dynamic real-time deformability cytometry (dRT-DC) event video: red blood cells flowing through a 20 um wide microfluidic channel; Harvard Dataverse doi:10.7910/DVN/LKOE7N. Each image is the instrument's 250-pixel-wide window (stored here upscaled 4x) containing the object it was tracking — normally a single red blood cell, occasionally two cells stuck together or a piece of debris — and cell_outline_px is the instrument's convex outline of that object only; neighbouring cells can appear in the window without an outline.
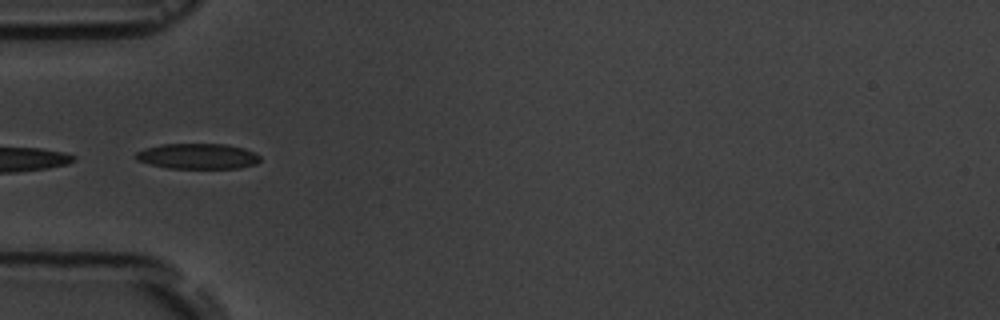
{"species": "common noctule bat (a hibernating species)", "species_latin": "Nyctalus noctula", "temperature_condition": "room temperature", "stored_images_in_passage": 4, "camera_frame_rate_fps": 3000, "um_per_image_px": 0.085, "animal": {"sex": "male", "body_mass_g": 19.5, "forearm_length_mm": 54.6}, "frame": {"image": 1, "passage_image": 2, "time_ms": 1.333, "image_size_px": [1000, 320], "cell_outline_px": [[260, 160], [256, 164], [240, 168], [168, 168], [148, 164], [136, 160], [132, 156], [136, 152], [144, 148], [160, 144], [224, 144], [244, 148], [260, 156]], "centroid_in_image_um": [16.74, 13.28], "position_along_channel_um": 68.3, "area_um2": 18.61}}
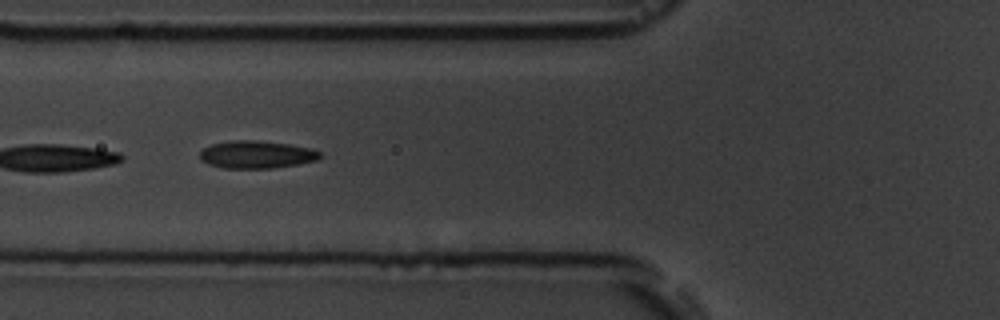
{"frame": {"image": 2, "passage_image": 3, "time_ms": 2.333, "image_size_px": [1000, 320], "cell_outline_px": [[324, 156], [316, 160], [296, 164], [272, 168], [224, 168], [208, 164], [200, 160], [200, 152], [204, 148], [212, 144], [232, 140], [256, 140], [288, 144], [312, 148], [320, 152]], "centroid_in_image_um": [21.81, 13.13], "position_along_channel_um": 104.0, "area_um2": 19.31}}
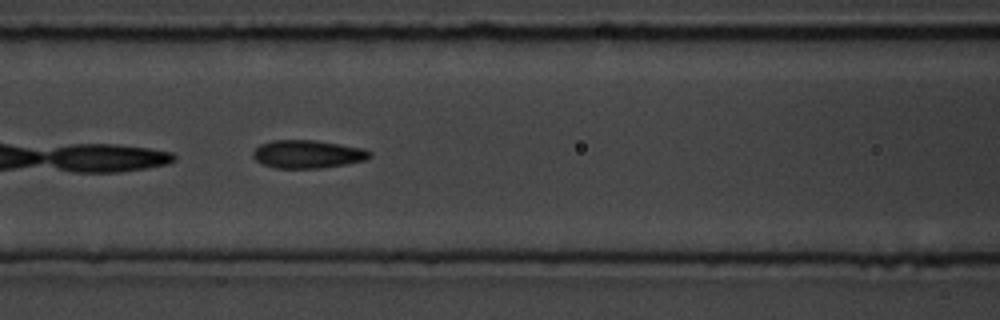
{"frame": {"image": 3, "passage_image": 4, "time_ms": 3.333, "image_size_px": [1000, 320], "cell_outline_px": [[372, 156], [364, 160], [344, 164], [320, 168], [276, 168], [264, 164], [256, 160], [252, 156], [252, 152], [260, 144], [272, 140], [316, 140], [364, 148], [372, 152]], "centroid_in_image_um": [26.15, 13.09], "position_along_channel_um": 140.5, "area_um2": 19.07}}